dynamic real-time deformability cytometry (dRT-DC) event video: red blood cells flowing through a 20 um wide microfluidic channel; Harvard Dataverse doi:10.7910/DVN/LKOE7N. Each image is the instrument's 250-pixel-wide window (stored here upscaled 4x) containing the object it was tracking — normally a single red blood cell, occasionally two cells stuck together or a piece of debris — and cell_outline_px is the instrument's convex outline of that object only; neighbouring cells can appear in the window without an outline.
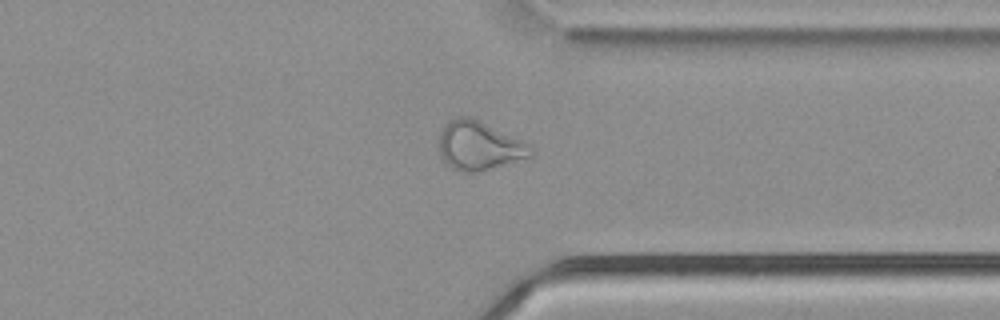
{"species": "common noctule bat (a hibernating species)", "species_latin": "Nyctalus noctula", "temperature_condition": "cold", "stored_images_in_passage": 54, "camera_frame_rate_fps": 3000, "um_per_image_px": 0.085, "animal": {"sex": "male", "body_mass_g": 21.5, "forearm_length_mm": 52.0}, "frame": {"image": 1, "passage_image": 42, "time_ms": 13.667, "image_size_px": [1000, 320], "cell_outline_px": [[532, 156], [484, 172], [460, 172], [452, 168], [444, 160], [440, 152], [436, 140], [444, 124], [456, 116], [468, 116], [532, 144]], "centroid_in_image_um": [40.71, 12.4], "position_along_channel_um": 370.7, "area_um2": 26.53}}
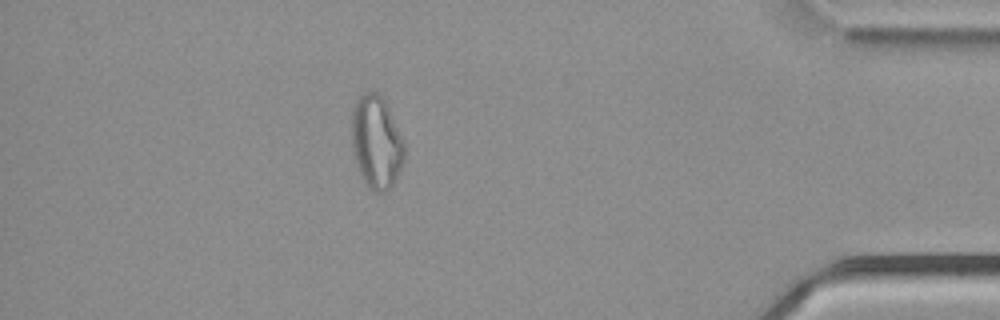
{"frame": {"image": 2, "passage_image": 48, "time_ms": 15.667, "image_size_px": [1000, 320], "cell_outline_px": [[404, 164], [392, 184], [384, 192], [376, 192], [368, 188], [360, 176], [352, 152], [352, 108], [356, 100], [364, 92], [376, 92], [388, 104], [404, 140]], "centroid_in_image_um": [31.99, 12.08], "position_along_channel_um": 403.2, "area_um2": 28.9}, "authors_computed_cell_mechanics": {"area_um2": 28.8133, "velocity_mm_per_s": 3.7899, "shape_relaxation_time_tau1_ms": null, "shape_relaxation_time_tau2_ms": 1.7944, "deformation_change_tau1": null, "deformation_change_tau2": 0.0868}}